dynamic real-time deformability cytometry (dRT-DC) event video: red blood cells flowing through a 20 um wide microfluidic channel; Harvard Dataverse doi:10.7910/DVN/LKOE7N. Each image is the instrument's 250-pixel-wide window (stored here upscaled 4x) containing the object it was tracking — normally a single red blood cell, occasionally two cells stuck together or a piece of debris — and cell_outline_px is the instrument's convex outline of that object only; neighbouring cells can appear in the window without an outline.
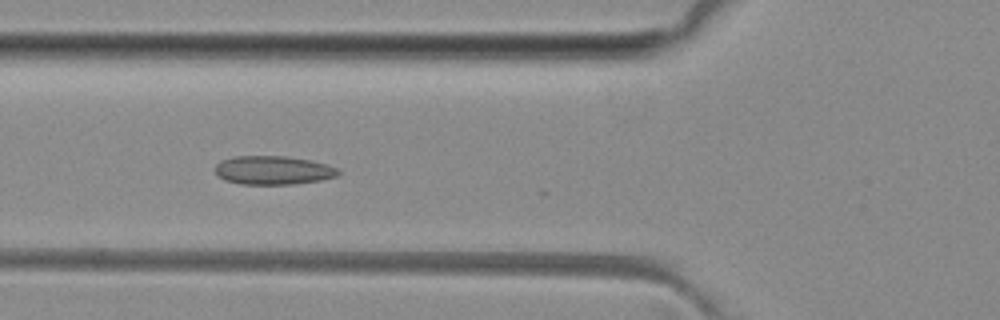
{"species": "common noctule bat (a hibernating species)", "species_latin": "Nyctalus noctula", "temperature_condition": "room temperature", "stored_images_in_passage": 8, "camera_frame_rate_fps": 3000, "um_per_image_px": 0.085, "animal": {"sex": "female", "body_mass_g": 29.2, "forearm_length_mm": 56.3}, "frame": {"image": 1, "passage_image": 4, "time_ms": 1.0, "image_size_px": [1000, 320], "cell_outline_px": [[340, 172], [336, 176], [320, 180], [296, 184], [240, 184], [224, 180], [216, 176], [212, 168], [220, 160], [232, 156], [288, 156], [312, 160], [328, 164], [340, 168]], "centroid_in_image_um": [23.18, 14.46], "position_along_channel_um": 102.6, "area_um2": 21.1}}
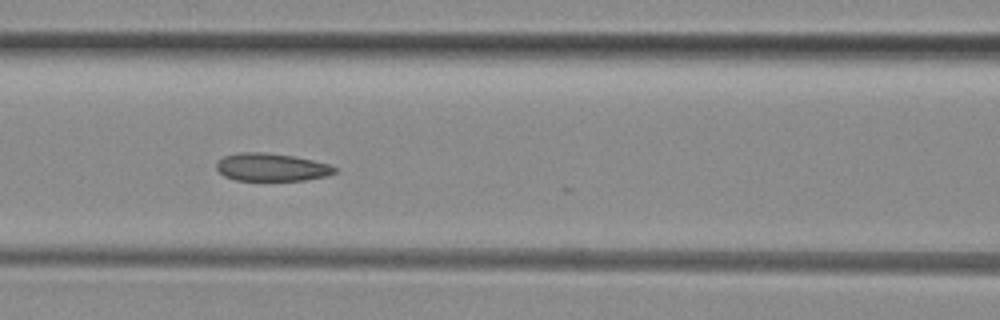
{"frame": {"image": 2, "passage_image": 7, "time_ms": 2.0, "image_size_px": [1000, 320], "cell_outline_px": [[336, 172], [328, 176], [304, 180], [236, 180], [224, 176], [216, 168], [216, 160], [224, 156], [236, 152], [264, 152], [292, 156], [312, 160], [328, 164], [336, 168]], "centroid_in_image_um": [23.04, 14.21], "position_along_channel_um": 143.6, "area_um2": 19.19}}